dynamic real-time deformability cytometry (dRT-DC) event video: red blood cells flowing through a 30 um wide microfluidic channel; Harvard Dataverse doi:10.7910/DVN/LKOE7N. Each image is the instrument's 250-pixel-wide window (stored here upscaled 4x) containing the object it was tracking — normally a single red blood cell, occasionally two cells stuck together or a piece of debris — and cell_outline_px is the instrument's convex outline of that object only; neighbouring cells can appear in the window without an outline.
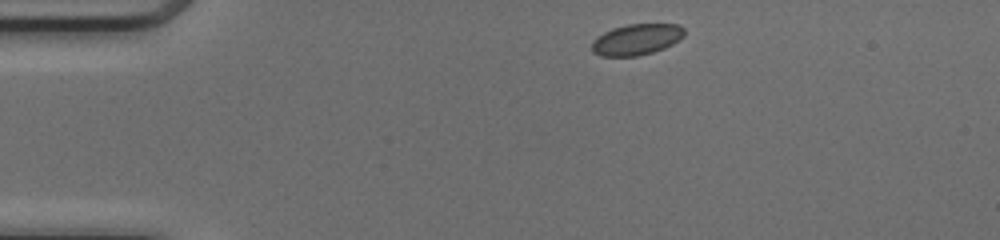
{"species": "common noctule bat (a hibernating species)", "species_latin": "Nyctalus noctula", "temperature_condition": "cold", "stored_images_in_passage": 41, "camera_frame_rate_fps": 3000, "um_per_image_px": 0.085, "animal": {"sex": "female", "body_mass_g": 17.0, "forearm_length_mm": 48.0}, "frame": {"image": 1, "passage_image": 1, "time_ms": 0.0, "image_size_px": [1000, 240], "cell_outline_px": [[684, 36], [672, 44], [664, 48], [652, 52], [636, 56], [600, 56], [592, 52], [592, 40], [596, 36], [612, 28], [628, 24], [676, 24], [684, 28]], "centroid_in_image_um": [54.07, 3.35], "position_along_channel_um": 30.9, "area_um2": 16.76}}
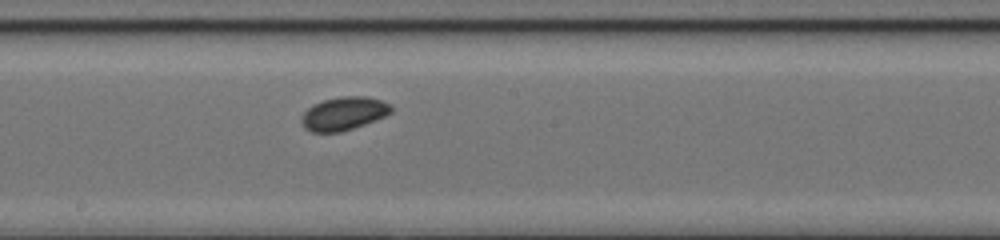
{"frame": {"image": 2, "passage_image": 19, "time_ms": 6.0, "image_size_px": [1000, 240], "cell_outline_px": [[392, 112], [384, 116], [364, 124], [340, 132], [312, 132], [304, 128], [300, 120], [304, 112], [312, 104], [324, 100], [340, 96], [368, 96], [392, 104]], "centroid_in_image_um": [29.21, 9.64], "position_along_channel_um": 219.0, "area_um2": 17.4}}
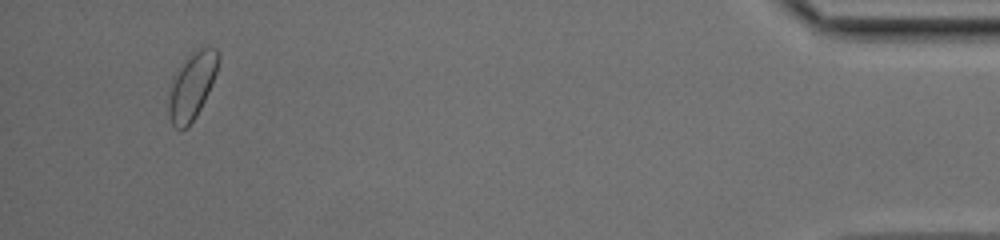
{"frame": {"image": 3, "passage_image": 39, "time_ms": 12.667, "image_size_px": [1000, 240], "cell_outline_px": [[220, 56], [216, 72], [208, 92], [196, 116], [188, 128], [176, 128], [172, 124], [168, 116], [168, 100], [172, 76], [188, 56], [192, 52], [200, 48], [216, 48]], "centroid_in_image_um": [16.28, 7.31], "position_along_channel_um": 418.9, "area_um2": 19.19}, "authors_computed_cell_mechanics": {"area_um2": 17.2244, "velocity_mm_per_s": 4.1192, "shape_relaxation_time_tau1_ms": null, "shape_relaxation_time_tau2_ms": 5.573, "deformation_change_tau1": null, "deformation_change_tau2": 0.0657}}